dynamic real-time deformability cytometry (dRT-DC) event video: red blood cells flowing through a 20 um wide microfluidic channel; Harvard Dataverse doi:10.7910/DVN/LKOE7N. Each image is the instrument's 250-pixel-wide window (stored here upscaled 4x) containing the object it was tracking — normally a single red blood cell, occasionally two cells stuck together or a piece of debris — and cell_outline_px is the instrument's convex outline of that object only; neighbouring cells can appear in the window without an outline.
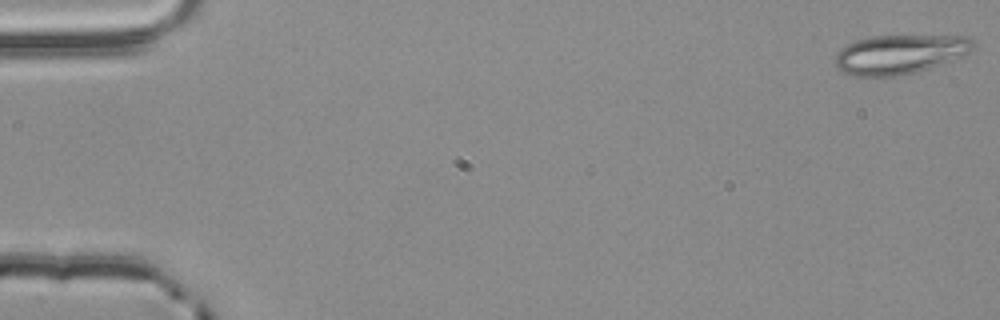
{"species": "common noctule bat (a hibernating species)", "species_latin": "Nyctalus noctula", "temperature_condition": "room temperature", "stored_images_in_passage": 3, "camera_frame_rate_fps": 3000, "um_per_image_px": 0.085, "animal": {"sex": "male", "body_mass_g": 20.4}, "frame": {"image": 1, "passage_image": 1, "time_ms": 0.0, "image_size_px": [1000, 320], "cell_outline_px": [[972, 52], [916, 72], [896, 76], [856, 76], [844, 72], [836, 64], [836, 52], [840, 48], [856, 40], [872, 36], [968, 36], [972, 40]], "centroid_in_image_um": [76.46, 4.6], "position_along_channel_um": 8.5, "area_um2": 31.1}}